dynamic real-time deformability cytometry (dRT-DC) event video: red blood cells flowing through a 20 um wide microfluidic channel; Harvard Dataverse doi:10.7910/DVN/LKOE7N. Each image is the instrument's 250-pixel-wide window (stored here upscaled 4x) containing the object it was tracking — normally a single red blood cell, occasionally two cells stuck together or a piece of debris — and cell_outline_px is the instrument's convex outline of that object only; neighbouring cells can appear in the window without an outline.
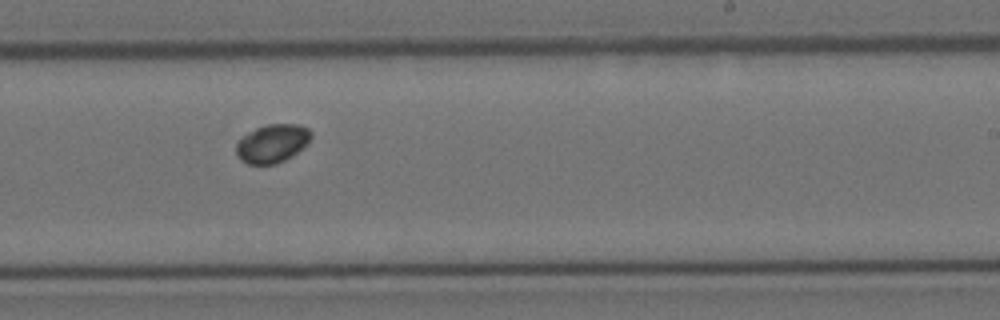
{"species": "Egyptian fruit bat (a non-hibernating species)", "species_latin": "Rousettus aegyptiacus", "temperature_condition": "cold", "stored_images_in_passage": 12, "camera_frame_rate_fps": 3000, "um_per_image_px": 0.085, "animal": {"sex": "female"}, "frame": {"image": 1, "passage_image": 6, "time_ms": 1.667, "image_size_px": [1000, 320], "cell_outline_px": [[312, 136], [292, 156], [276, 164], [248, 164], [240, 160], [236, 156], [236, 144], [248, 132], [264, 124], [300, 124], [308, 128], [312, 132]], "centroid_in_image_um": [23.12, 12.18], "position_along_channel_um": 265.9, "area_um2": 16.65}}
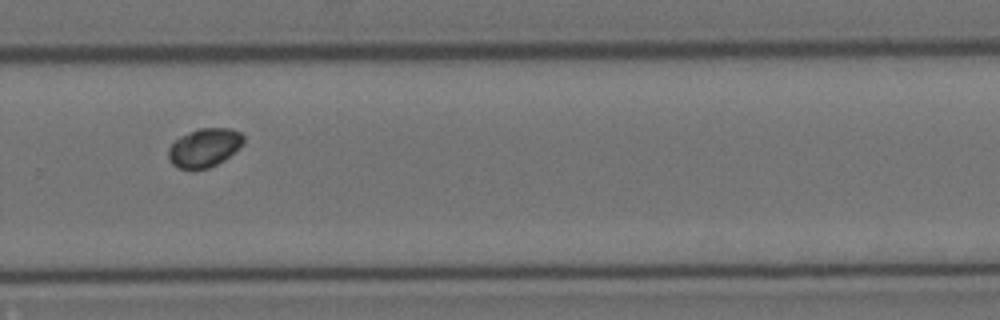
{"frame": {"image": 2, "passage_image": 7, "time_ms": 2.0, "image_size_px": [1000, 320], "cell_outline_px": [[244, 140], [240, 148], [224, 160], [208, 168], [192, 172], [180, 168], [172, 164], [168, 156], [168, 148], [180, 136], [200, 128], [228, 128], [240, 132], [244, 136]], "centroid_in_image_um": [17.37, 12.58], "position_along_channel_um": 312.4, "area_um2": 17.11}}
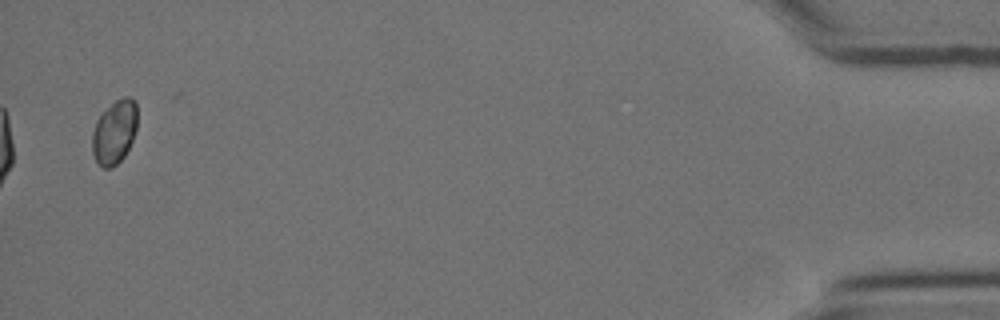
{"frame": {"image": 3, "passage_image": 12, "time_ms": 3.667, "image_size_px": [1000, 320], "cell_outline_px": [[136, 128], [132, 140], [124, 156], [112, 168], [104, 168], [96, 160], [92, 152], [92, 132], [96, 120], [116, 100], [124, 96], [132, 96], [136, 100]], "centroid_in_image_um": [9.73, 11.21], "position_along_channel_um": 425.5, "area_um2": 16.59}}